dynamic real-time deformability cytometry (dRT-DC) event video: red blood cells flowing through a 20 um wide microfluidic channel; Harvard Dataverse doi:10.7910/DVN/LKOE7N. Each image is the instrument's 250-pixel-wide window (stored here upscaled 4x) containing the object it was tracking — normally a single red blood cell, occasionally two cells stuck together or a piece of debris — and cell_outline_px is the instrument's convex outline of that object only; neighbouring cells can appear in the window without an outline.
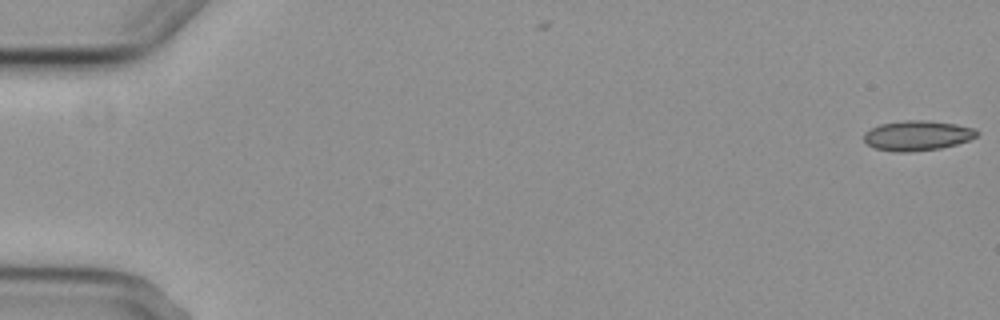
{"species": "common noctule bat (a hibernating species)", "species_latin": "Nyctalus noctula", "temperature_condition": "cold", "stored_images_in_passage": 6, "segment_of_instrument_passage": [1, 2], "camera_frame_rate_fps": 3000, "um_per_image_px": 0.085, "animal": {"sex": "female", "body_mass_g": 29.2, "forearm_length_mm": 56.3}, "frame": {"image": 1, "passage_image": 1, "time_ms": 0.0, "image_size_px": [1000, 320], "cell_outline_px": [[980, 132], [976, 136], [968, 140], [956, 144], [940, 148], [908, 152], [896, 152], [876, 148], [868, 144], [864, 140], [864, 132], [880, 124], [904, 120], [928, 120], [956, 124], [976, 128]], "centroid_in_image_um": [77.99, 11.51], "position_along_channel_um": 7.0, "area_um2": 19.71}}
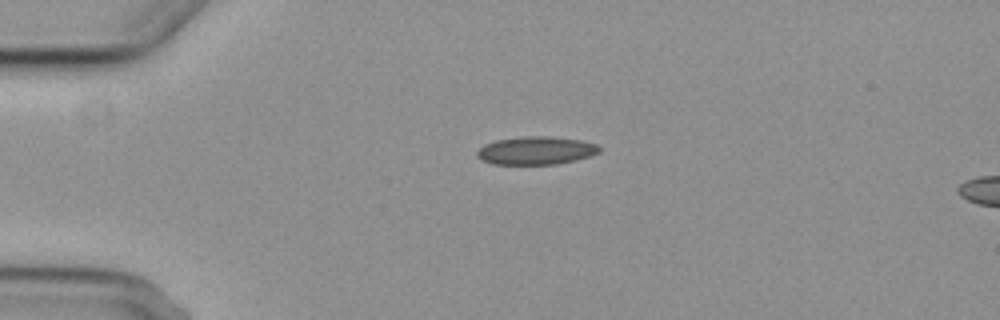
{"frame": {"image": 2, "passage_image": 4, "time_ms": 4.333, "image_size_px": [1000, 320], "cell_outline_px": [[600, 152], [576, 160], [556, 164], [492, 164], [480, 160], [476, 156], [476, 152], [484, 144], [496, 140], [524, 136], [548, 136], [580, 140], [596, 144], [600, 148]], "centroid_in_image_um": [45.52, 12.8], "position_along_channel_um": 39.5, "area_um2": 20.0}}